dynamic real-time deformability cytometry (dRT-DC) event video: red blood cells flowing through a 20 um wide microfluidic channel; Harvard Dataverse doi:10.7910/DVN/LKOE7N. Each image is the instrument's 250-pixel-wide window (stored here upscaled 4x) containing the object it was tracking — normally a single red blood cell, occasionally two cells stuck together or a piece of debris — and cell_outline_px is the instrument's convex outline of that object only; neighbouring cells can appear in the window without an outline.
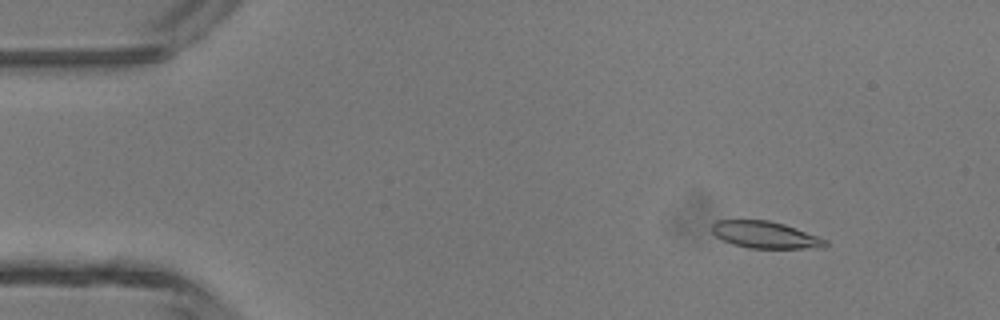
{"species": "common noctule bat (a hibernating species)", "species_latin": "Nyctalus noctula", "temperature_condition": "room temperature", "stored_images_in_passage": 47, "camera_frame_rate_fps": 3000, "um_per_image_px": 0.085, "animal": {"sex": "male", "body_mass_g": 13.3}, "frame": {"image": 1, "passage_image": 6, "time_ms": 1.667, "image_size_px": [1000, 320], "cell_outline_px": [[828, 244], [824, 248], [748, 248], [732, 244], [716, 236], [712, 232], [712, 224], [716, 220], [768, 220], [784, 224], [820, 236], [828, 240]], "centroid_in_image_um": [65.09, 19.96], "position_along_channel_um": 19.9, "area_um2": 17.92}}
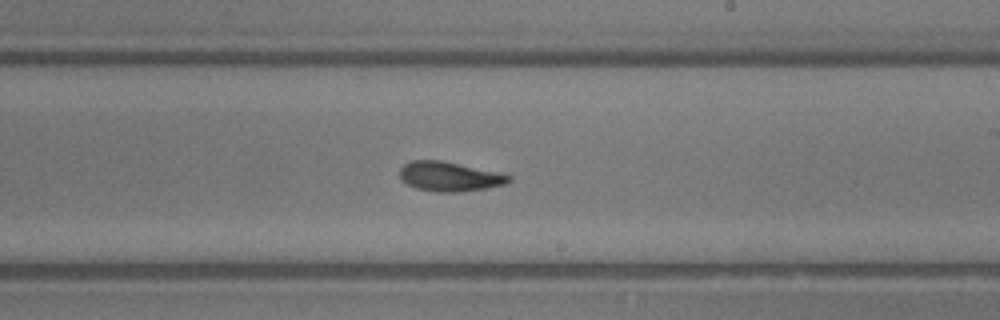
{"frame": {"image": 2, "passage_image": 28, "time_ms": 9.0, "image_size_px": [1000, 320], "cell_outline_px": [[512, 180], [504, 184], [488, 188], [460, 192], [436, 192], [416, 188], [400, 180], [400, 168], [404, 164], [412, 160], [444, 160], [500, 172], [512, 176]], "centroid_in_image_um": [38.23, 14.99], "position_along_channel_um": 250.8, "area_um2": 19.07}}
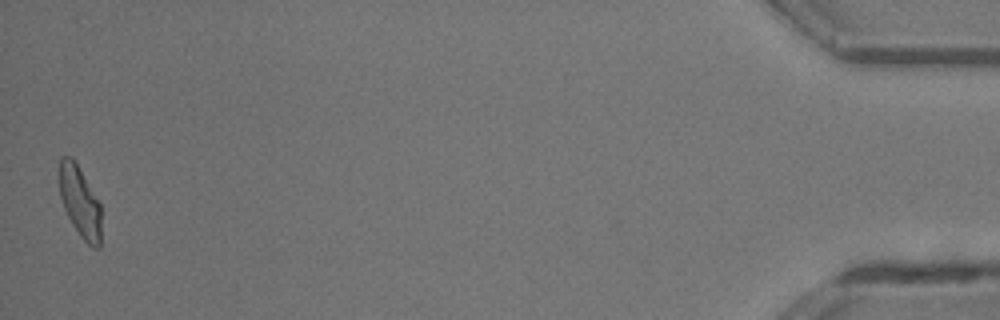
{"frame": {"image": 3, "passage_image": 47, "time_ms": 15.333, "image_size_px": [1000, 320], "cell_outline_px": [[100, 248], [92, 248], [80, 236], [72, 224], [64, 208], [60, 196], [60, 156], [72, 156], [100, 204]], "centroid_in_image_um": [6.79, 17.17], "position_along_channel_um": 428.4, "area_um2": 16.99}, "authors_computed_cell_mechanics": {"area_um2": 18.3804, "velocity_mm_per_s": 4.3612, "shape_relaxation_time_tau1_ms": 3.4192, "shape_relaxation_time_tau2_ms": 4.3966, "deformation_change_tau1": 0.147, "deformation_change_tau2": 0.1174}}